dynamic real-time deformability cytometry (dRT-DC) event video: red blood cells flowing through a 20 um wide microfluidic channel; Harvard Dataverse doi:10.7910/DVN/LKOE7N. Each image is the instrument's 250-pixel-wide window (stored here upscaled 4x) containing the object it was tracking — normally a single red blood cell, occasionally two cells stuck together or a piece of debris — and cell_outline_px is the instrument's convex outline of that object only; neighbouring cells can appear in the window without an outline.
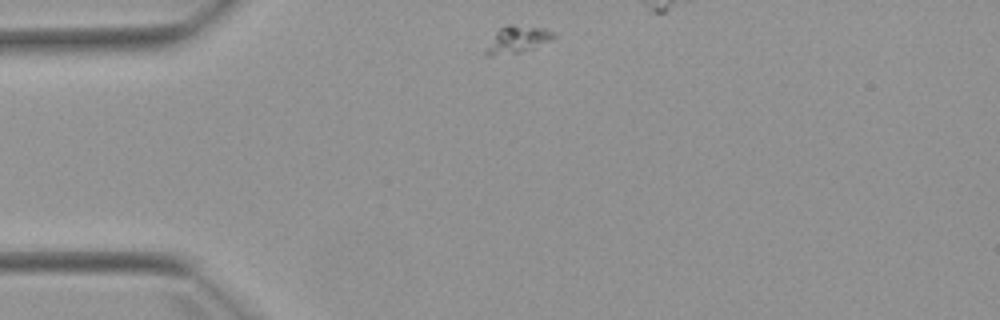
{"species": "Egyptian fruit bat (a non-hibernating species)", "species_latin": "Rousettus aegyptiacus", "temperature_condition": "warm", "stored_images_in_passage": 8, "camera_frame_rate_fps": 3000, "um_per_image_px": 0.085, "animal": {"sex": "female"}, "frame": {"image": 1, "passage_image": 1, "time_ms": 0.0, "image_size_px": [1000, 320], "cell_outline_px": [[556, 36], [552, 40], [536, 48], [524, 52], [492, 56], [488, 56], [484, 52], [484, 48], [496, 32], [500, 28], [508, 24], [512, 24], [540, 28], [552, 32]], "centroid_in_image_um": [43.95, 3.39], "position_along_channel_um": 41.1, "area_um2": 10.81}}
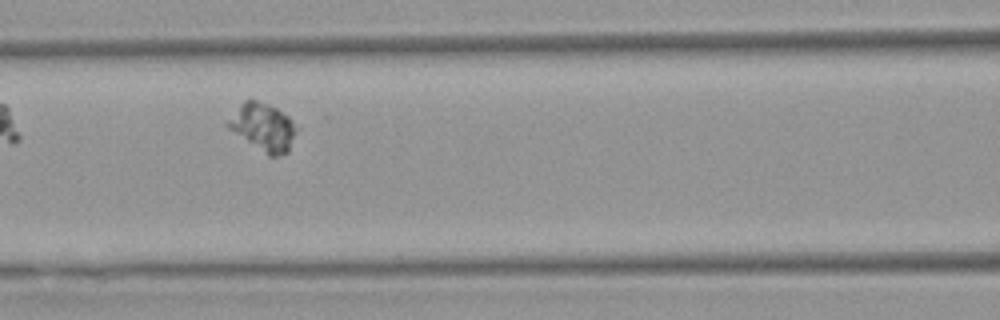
{"frame": {"image": 2, "passage_image": 6, "time_ms": 5.667, "image_size_px": [1000, 320], "cell_outline_px": [[296, 132], [288, 152], [276, 156], [268, 156], [228, 128], [224, 124], [240, 104], [244, 100], [256, 100], [268, 104], [276, 108], [288, 116], [292, 120], [296, 128]], "centroid_in_image_um": [22.35, 10.8], "position_along_channel_um": 144.2, "area_um2": 18.79}}
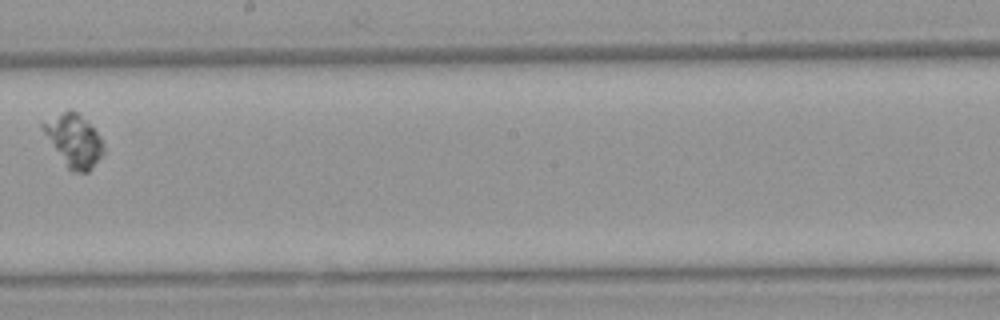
{"frame": {"image": 3, "passage_image": 8, "time_ms": 8.333, "image_size_px": [1000, 320], "cell_outline_px": [[104, 152], [88, 172], [72, 172], [68, 168], [40, 128], [40, 120], [68, 108], [72, 108], [88, 120], [104, 144]], "centroid_in_image_um": [6.23, 11.86], "position_along_channel_um": 242.0, "area_um2": 18.84}}